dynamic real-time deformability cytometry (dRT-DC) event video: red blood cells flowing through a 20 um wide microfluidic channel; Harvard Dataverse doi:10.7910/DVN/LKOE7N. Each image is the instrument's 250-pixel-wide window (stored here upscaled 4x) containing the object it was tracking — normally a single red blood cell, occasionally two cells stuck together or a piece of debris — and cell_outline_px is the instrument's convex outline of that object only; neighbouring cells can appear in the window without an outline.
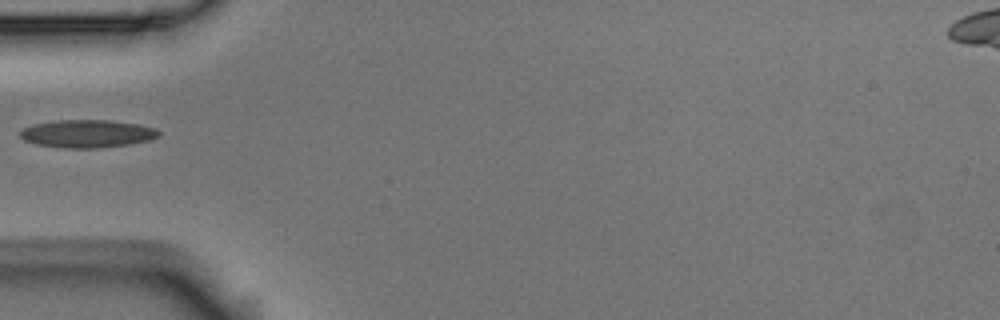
{"species": "Egyptian fruit bat (a non-hibernating species)", "species_latin": "Rousettus aegyptiacus", "temperature_condition": "room temperature", "stored_images_in_passage": 2, "camera_frame_rate_fps": 3000, "um_per_image_px": 0.085, "animal": {"sex": "male"}, "frame": {"image": 1, "passage_image": 1, "time_ms": 0.0, "image_size_px": [1000, 320], "cell_outline_px": [[160, 136], [148, 140], [128, 144], [96, 148], [64, 148], [36, 144], [24, 140], [20, 136], [20, 132], [24, 128], [36, 124], [60, 120], [112, 120], [136, 124], [156, 128], [160, 132]], "centroid_in_image_um": [7.43, 11.36], "position_along_channel_um": 77.6, "area_um2": 22.25}}
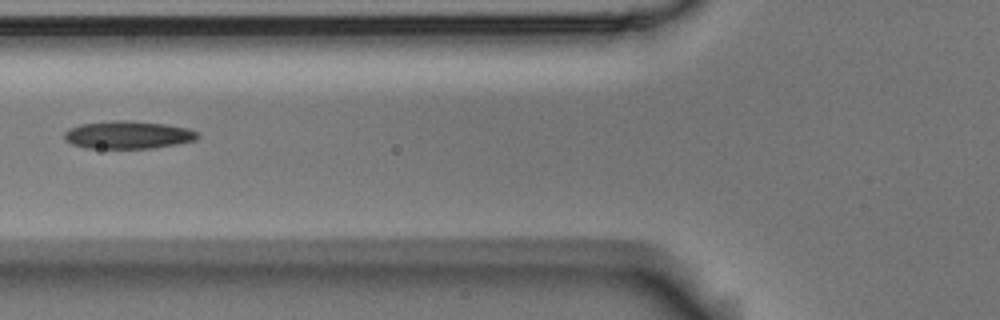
{"frame": {"image": 2, "passage_image": 2, "time_ms": 0.333, "image_size_px": [1000, 320], "cell_outline_px": [[200, 136], [196, 140], [176, 144], [152, 148], [84, 148], [72, 144], [64, 140], [64, 132], [68, 128], [80, 124], [112, 120], [128, 120], [164, 124], [188, 128], [200, 132]], "centroid_in_image_um": [10.87, 11.46], "position_along_channel_um": 114.9, "area_um2": 21.79}}